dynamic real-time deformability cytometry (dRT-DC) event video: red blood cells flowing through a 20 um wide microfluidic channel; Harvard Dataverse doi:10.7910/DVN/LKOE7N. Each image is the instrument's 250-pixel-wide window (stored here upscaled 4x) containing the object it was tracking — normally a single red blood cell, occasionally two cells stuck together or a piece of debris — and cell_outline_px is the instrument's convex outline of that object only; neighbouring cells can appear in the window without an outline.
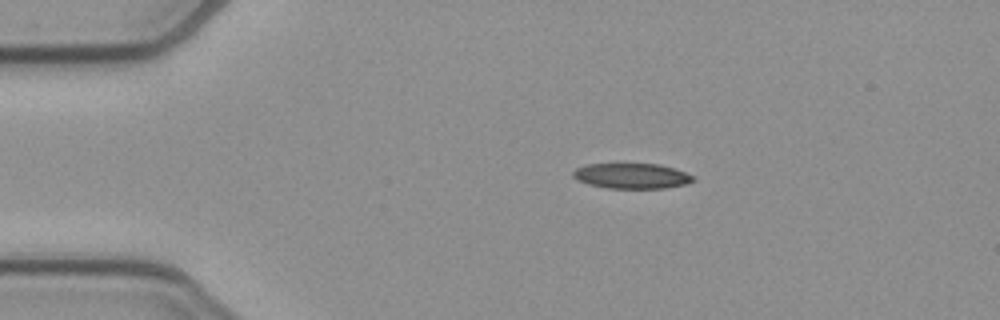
{"species": "common noctule bat (a hibernating species)", "species_latin": "Nyctalus noctula", "temperature_condition": "cold", "stored_images_in_passage": 43, "camera_frame_rate_fps": 3000, "um_per_image_px": 0.085, "animal": {"sex": "female", "body_mass_g": 21.9}, "frame": {"image": 1, "passage_image": 1, "time_ms": 0.0, "image_size_px": [1000, 320], "cell_outline_px": [[696, 180], [684, 184], [664, 188], [608, 188], [588, 184], [576, 180], [572, 176], [572, 172], [576, 168], [588, 164], [660, 164], [696, 176]], "centroid_in_image_um": [53.68, 14.95], "position_along_channel_um": 31.3, "area_um2": 17.69}}
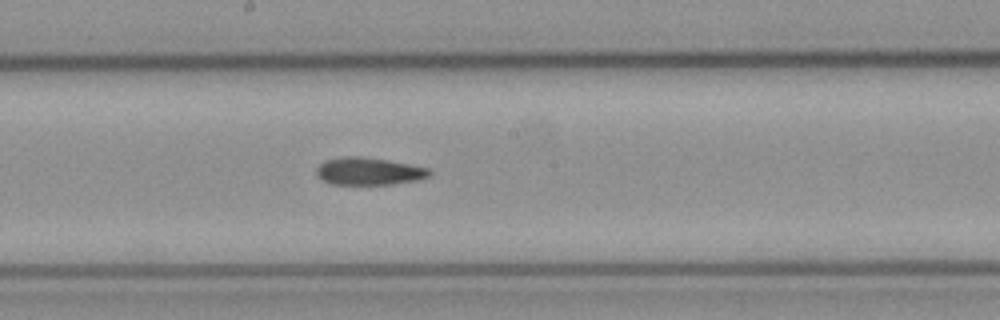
{"frame": {"image": 2, "passage_image": 19, "time_ms": 6.0, "image_size_px": [1000, 320], "cell_outline_px": [[432, 172], [428, 176], [420, 180], [392, 184], [332, 184], [320, 180], [316, 176], [316, 168], [324, 160], [340, 156], [360, 156], [408, 164], [428, 168]], "centroid_in_image_um": [31.29, 14.56], "position_along_channel_um": 216.9, "area_um2": 18.15}}
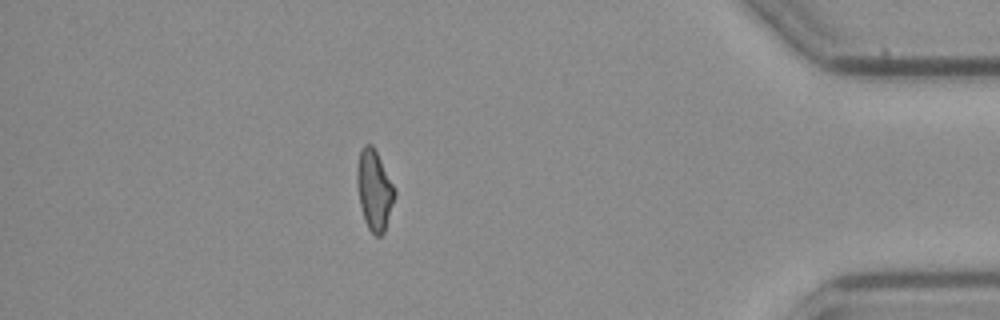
{"frame": {"image": 3, "passage_image": 37, "time_ms": 12.0, "image_size_px": [1000, 320], "cell_outline_px": [[396, 196], [384, 232], [380, 236], [376, 236], [368, 228], [364, 220], [360, 204], [356, 184], [356, 168], [360, 148], [364, 144], [372, 144], [396, 188]], "centroid_in_image_um": [31.81, 16.13], "position_along_channel_um": 403.4, "area_um2": 17.86}, "authors_computed_cell_mechanics": {"area_um2": 18.0336, "velocity_mm_per_s": 3.8879, "shape_relaxation_time_tau1_ms": null, "shape_relaxation_time_tau2_ms": 6.1568, "deformation_change_tau1": null, "deformation_change_tau2": 0.1675}}